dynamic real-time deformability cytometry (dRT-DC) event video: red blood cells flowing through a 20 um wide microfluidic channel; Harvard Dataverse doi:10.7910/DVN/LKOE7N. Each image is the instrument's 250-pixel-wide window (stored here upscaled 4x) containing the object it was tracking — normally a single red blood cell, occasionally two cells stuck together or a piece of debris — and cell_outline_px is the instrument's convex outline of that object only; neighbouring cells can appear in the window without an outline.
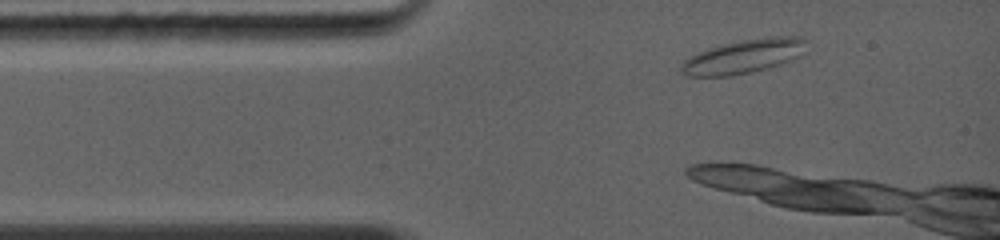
{"species": "common noctule bat (a hibernating species)", "species_latin": "Nyctalus noctula", "temperature_condition": "warm", "stored_images_in_passage": 8, "camera_frame_rate_fps": 5000, "um_per_image_px": 0.085, "animal": {"sex": "female", "body_mass_g": 19.0, "forearm_length_mm": 56.7}, "frame": {"image": 1, "passage_image": 3, "time_ms": 0.8, "image_size_px": [1000, 240], "cell_outline_px": [[804, 52], [800, 56], [780, 64], [768, 68], [752, 72], [732, 76], [688, 76], [680, 72], [680, 64], [688, 56], [724, 44], [740, 40], [768, 36], [804, 36]], "centroid_in_image_um": [63.21, 4.8], "position_along_channel_um": 21.8, "area_um2": 24.8}}